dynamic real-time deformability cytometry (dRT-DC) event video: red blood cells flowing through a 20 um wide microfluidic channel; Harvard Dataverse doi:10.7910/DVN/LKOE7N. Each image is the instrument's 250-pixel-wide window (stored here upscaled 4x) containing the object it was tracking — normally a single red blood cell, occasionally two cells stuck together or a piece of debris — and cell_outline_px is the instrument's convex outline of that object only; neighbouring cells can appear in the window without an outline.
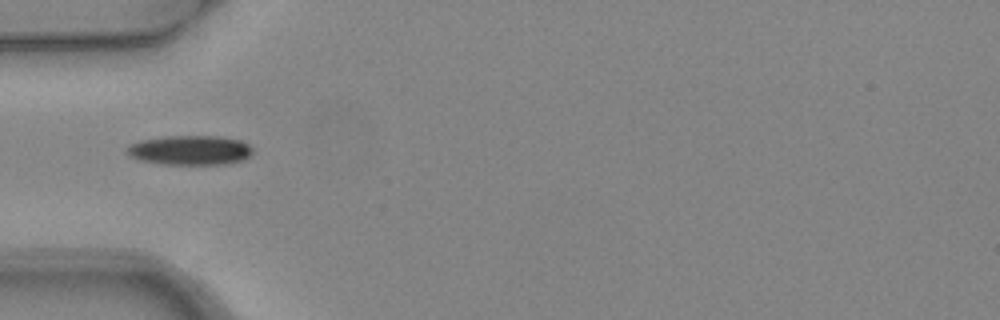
{"species": "common noctule bat (a hibernating species)", "species_latin": "Nyctalus noctula", "temperature_condition": "warm", "stored_images_in_passage": 2, "camera_frame_rate_fps": 3000, "um_per_image_px": 0.085, "animal": {"sex": "female", "body_mass_g": 24.6, "forearm_length_mm": 56.2}, "frame": {"image": 1, "passage_image": 1, "time_ms": 0.0, "image_size_px": [1000, 320], "cell_outline_px": [[252, 152], [244, 160], [224, 164], [160, 164], [140, 160], [124, 152], [124, 148], [128, 144], [140, 140], [164, 136], [220, 136], [240, 140], [248, 144], [252, 148]], "centroid_in_image_um": [16.11, 12.76], "position_along_channel_um": 68.9, "area_um2": 21.85}}
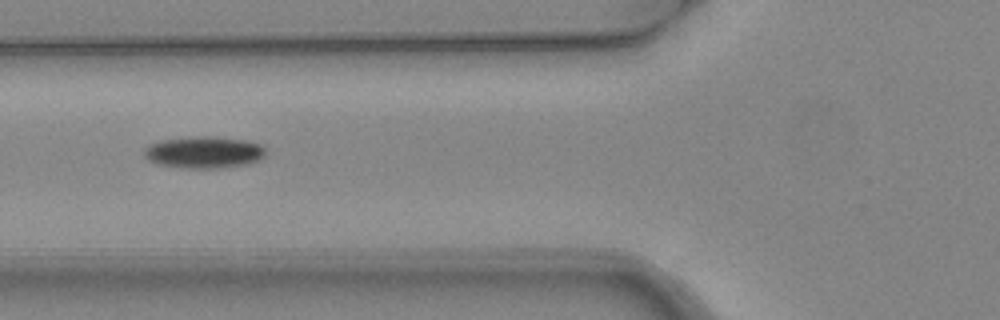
{"frame": {"image": 2, "passage_image": 2, "time_ms": 0.333, "image_size_px": [1000, 320], "cell_outline_px": [[264, 156], [260, 160], [248, 164], [216, 168], [188, 168], [160, 164], [148, 160], [144, 156], [144, 148], [160, 140], [192, 136], [216, 136], [248, 140], [260, 144], [264, 148]], "centroid_in_image_um": [17.36, 12.93], "position_along_channel_um": 108.4, "area_um2": 22.6}}